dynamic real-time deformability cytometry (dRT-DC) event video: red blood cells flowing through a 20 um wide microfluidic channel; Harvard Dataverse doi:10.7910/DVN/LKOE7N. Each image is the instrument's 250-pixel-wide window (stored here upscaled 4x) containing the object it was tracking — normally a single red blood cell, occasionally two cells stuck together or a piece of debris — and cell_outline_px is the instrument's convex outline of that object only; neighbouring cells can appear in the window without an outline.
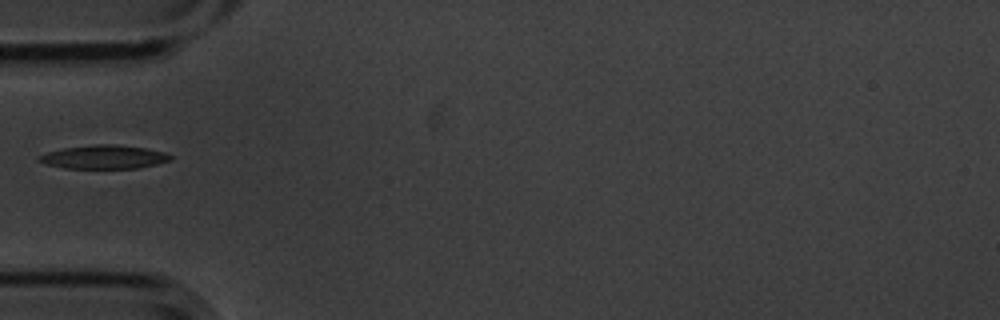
{"species": "common noctule bat (a hibernating species)", "species_latin": "Nyctalus noctula", "temperature_condition": "cold", "stored_images_in_passage": 12, "camera_frame_rate_fps": 3000, "um_per_image_px": 0.085, "animal": {"sex": "male", "body_mass_g": 20.1, "forearm_length_mm": 53.5}, "frame": {"image": 1, "passage_image": 2, "time_ms": 0.333, "image_size_px": [1000, 320], "cell_outline_px": [[172, 160], [140, 168], [64, 168], [44, 164], [36, 160], [36, 156], [48, 152], [64, 148], [92, 144], [116, 144], [144, 148], [164, 152], [172, 156]], "centroid_in_image_um": [8.8, 13.34], "position_along_channel_um": 76.2, "area_um2": 18.21}}
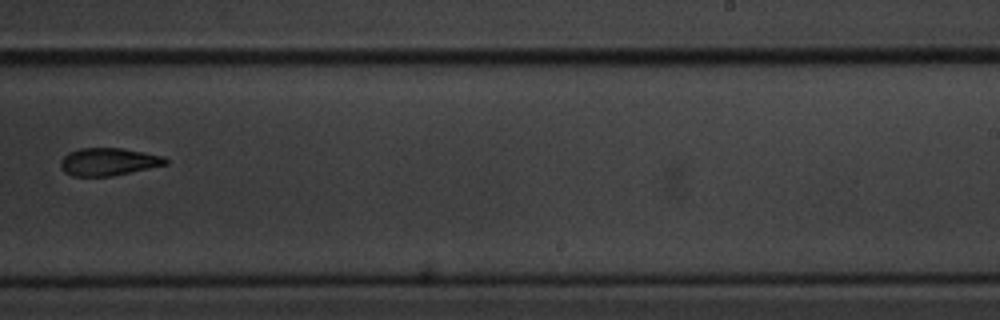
{"frame": {"image": 2, "passage_image": 7, "time_ms": 2.0, "image_size_px": [1000, 320], "cell_outline_px": [[168, 164], [112, 176], [72, 176], [64, 172], [60, 168], [60, 160], [68, 152], [80, 148], [120, 148], [164, 156], [168, 160]], "centroid_in_image_um": [9.19, 13.75], "position_along_channel_um": 279.8, "area_um2": 16.94}}
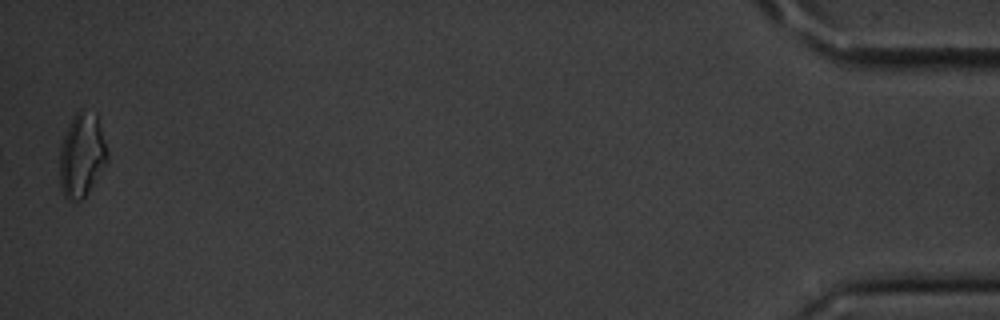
{"frame": {"image": 3, "passage_image": 12, "time_ms": 3.667, "image_size_px": [1000, 320], "cell_outline_px": [[108, 160], [88, 192], [80, 200], [68, 200], [64, 196], [60, 188], [60, 148], [64, 136], [72, 116], [80, 108], [96, 112], [108, 152]], "centroid_in_image_um": [6.95, 13.15], "position_along_channel_um": 428.2, "area_um2": 23.35}}